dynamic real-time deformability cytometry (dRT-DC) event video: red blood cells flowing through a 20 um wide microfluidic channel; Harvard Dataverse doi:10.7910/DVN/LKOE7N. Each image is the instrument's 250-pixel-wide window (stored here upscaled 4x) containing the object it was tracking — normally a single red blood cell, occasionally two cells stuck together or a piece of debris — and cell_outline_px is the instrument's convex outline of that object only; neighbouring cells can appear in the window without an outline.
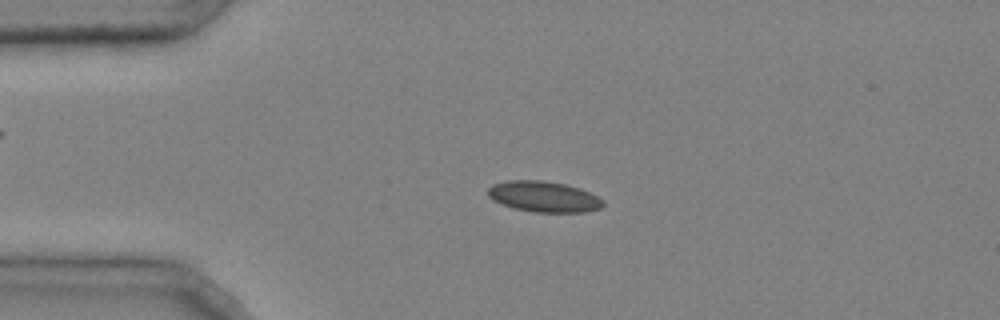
{"species": "common noctule bat (a hibernating species)", "species_latin": "Nyctalus noctula", "temperature_condition": "cold", "stored_images_in_passage": 47, "camera_frame_rate_fps": 3000, "um_per_image_px": 0.085, "animal": {"sex": "male", "body_mass_g": 20.4}, "frame": {"image": 1, "passage_image": 11, "time_ms": 3.333, "image_size_px": [1000, 320], "cell_outline_px": [[604, 204], [600, 208], [584, 212], [536, 212], [512, 208], [492, 200], [488, 196], [488, 188], [492, 184], [508, 180], [544, 180], [564, 184], [580, 188], [604, 200]], "centroid_in_image_um": [46.19, 16.71], "position_along_channel_um": 38.8, "area_um2": 20.69}}
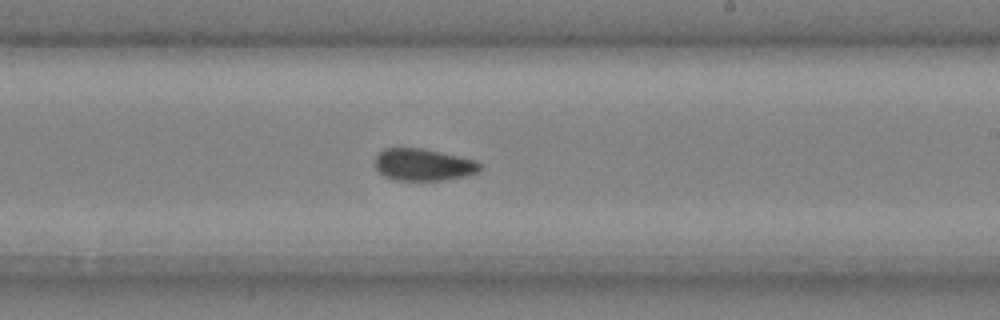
{"frame": {"image": 2, "passage_image": 29, "time_ms": 9.333, "image_size_px": [1000, 320], "cell_outline_px": [[480, 168], [476, 172], [464, 176], [444, 180], [392, 180], [384, 176], [376, 168], [376, 156], [384, 148], [420, 148], [440, 152], [476, 160], [480, 164]], "centroid_in_image_um": [35.95, 14.0], "position_along_channel_um": 253.0, "area_um2": 19.36}}
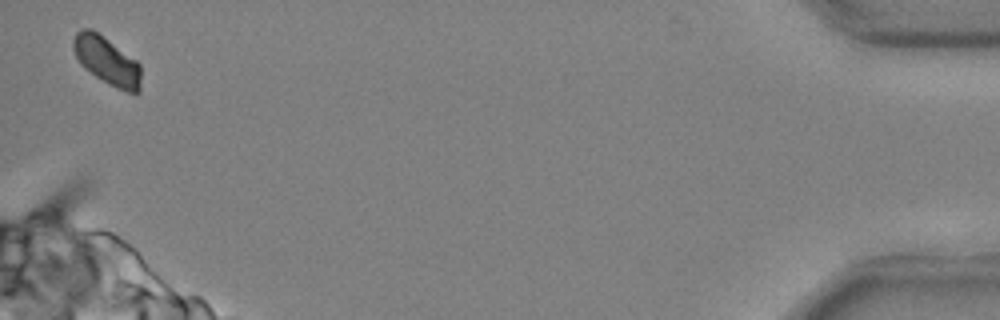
{"frame": {"image": 3, "passage_image": 47, "time_ms": 15.333, "image_size_px": [1000, 320], "cell_outline_px": [[140, 92], [128, 92], [116, 88], [108, 84], [84, 68], [80, 64], [72, 48], [72, 40], [76, 32], [80, 28], [92, 28], [136, 60], [140, 64]], "centroid_in_image_um": [9.05, 5.14], "position_along_channel_um": 426.1, "area_um2": 18.96}, "authors_computed_cell_mechanics": {"area_um2": 19.8832, "velocity_mm_per_s": 4.0183, "shape_relaxation_time_tau1_ms": null, "shape_relaxation_time_tau2_ms": 1.7568, "deformation_change_tau1": null, "deformation_change_tau2": 0.0591}}